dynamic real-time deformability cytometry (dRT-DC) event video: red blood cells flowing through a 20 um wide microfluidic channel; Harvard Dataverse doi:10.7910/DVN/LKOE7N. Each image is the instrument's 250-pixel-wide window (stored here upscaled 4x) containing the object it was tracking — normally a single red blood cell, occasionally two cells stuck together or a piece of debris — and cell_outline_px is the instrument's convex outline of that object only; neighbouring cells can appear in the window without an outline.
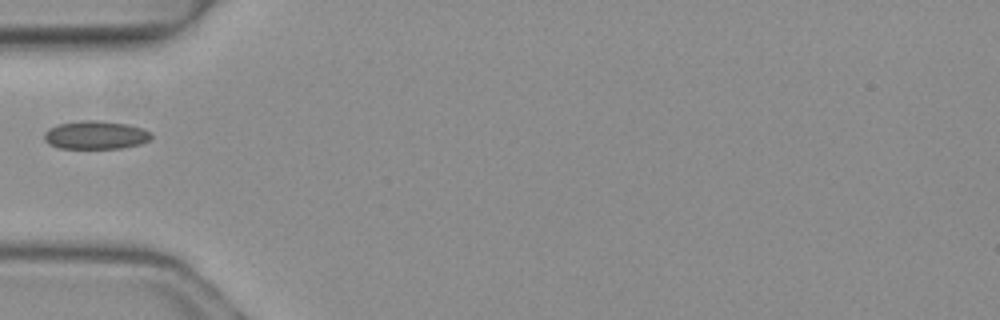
{"species": "common noctule bat (a hibernating species)", "species_latin": "Nyctalus noctula", "temperature_condition": "warm", "stored_images_in_passage": 4, "camera_frame_rate_fps": 3000, "um_per_image_px": 0.085, "animal": {"sex": "female", "body_mass_g": 19.3, "forearm_length_mm": 54.1}, "frame": {"image": 1, "passage_image": 4, "time_ms": 1.0, "image_size_px": [1000, 320], "cell_outline_px": [[152, 136], [148, 140], [140, 144], [120, 148], [60, 148], [48, 144], [44, 140], [44, 132], [48, 128], [56, 124], [84, 120], [96, 120], [128, 124], [144, 128], [152, 132]], "centroid_in_image_um": [8.12, 11.47], "position_along_channel_um": 76.9, "area_um2": 17.8}}